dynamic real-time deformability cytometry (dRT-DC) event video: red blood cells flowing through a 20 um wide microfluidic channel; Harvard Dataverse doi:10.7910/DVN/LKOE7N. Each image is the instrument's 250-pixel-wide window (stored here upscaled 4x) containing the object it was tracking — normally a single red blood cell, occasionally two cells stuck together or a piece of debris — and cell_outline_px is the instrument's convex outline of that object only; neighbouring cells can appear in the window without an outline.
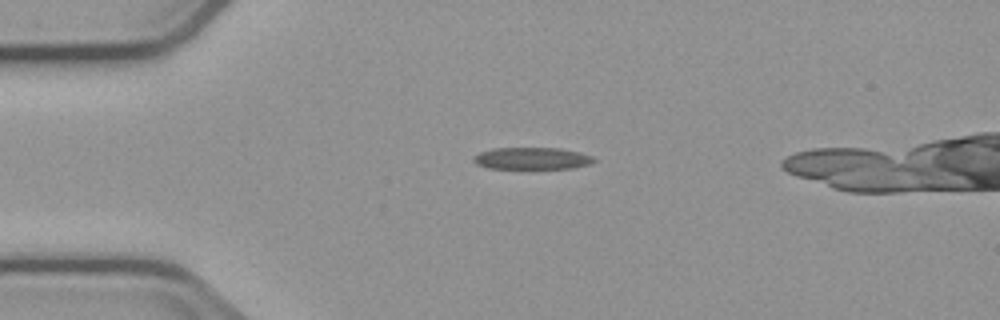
{"species": "common noctule bat (a hibernating species)", "species_latin": "Nyctalus noctula", "temperature_condition": "cold", "stored_images_in_passage": 3, "camera_frame_rate_fps": 3000, "um_per_image_px": 0.085, "animal": {"sex": "male", "body_mass_g": 23.1, "forearm_length_mm": 52.7}, "frame": {"image": 1, "passage_image": 2, "time_ms": 1.0, "image_size_px": [1000, 320], "cell_outline_px": [[596, 160], [588, 164], [572, 168], [488, 168], [476, 164], [472, 160], [472, 156], [480, 152], [492, 148], [560, 148], [580, 152], [592, 156]], "centroid_in_image_um": [45.17, 13.45], "position_along_channel_um": 39.8, "area_um2": 15.37}}